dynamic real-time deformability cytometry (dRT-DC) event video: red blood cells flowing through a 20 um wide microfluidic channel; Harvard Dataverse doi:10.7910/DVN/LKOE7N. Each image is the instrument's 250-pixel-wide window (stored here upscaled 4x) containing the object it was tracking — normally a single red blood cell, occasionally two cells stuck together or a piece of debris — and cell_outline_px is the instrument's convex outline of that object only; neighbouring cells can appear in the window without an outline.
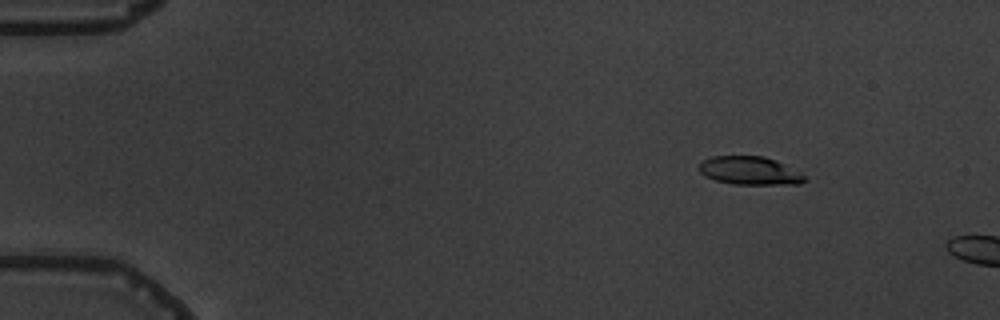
{"species": "common noctule bat (a hibernating species)", "species_latin": "Nyctalus noctula", "temperature_condition": "warm", "stored_images_in_passage": 6, "camera_frame_rate_fps": 3000, "um_per_image_px": 0.085, "animal": {"sex": "male", "body_mass_g": 19.5, "forearm_length_mm": 54.6}, "frame": {"image": 1, "passage_image": 2, "time_ms": 1.0, "image_size_px": [1000, 320], "cell_outline_px": [[808, 180], [800, 184], [732, 184], [716, 180], [704, 176], [700, 172], [700, 160], [712, 156], [764, 156], [776, 160], [800, 172]], "centroid_in_image_um": [63.72, 14.5], "position_along_channel_um": 21.3, "area_um2": 17.46}}